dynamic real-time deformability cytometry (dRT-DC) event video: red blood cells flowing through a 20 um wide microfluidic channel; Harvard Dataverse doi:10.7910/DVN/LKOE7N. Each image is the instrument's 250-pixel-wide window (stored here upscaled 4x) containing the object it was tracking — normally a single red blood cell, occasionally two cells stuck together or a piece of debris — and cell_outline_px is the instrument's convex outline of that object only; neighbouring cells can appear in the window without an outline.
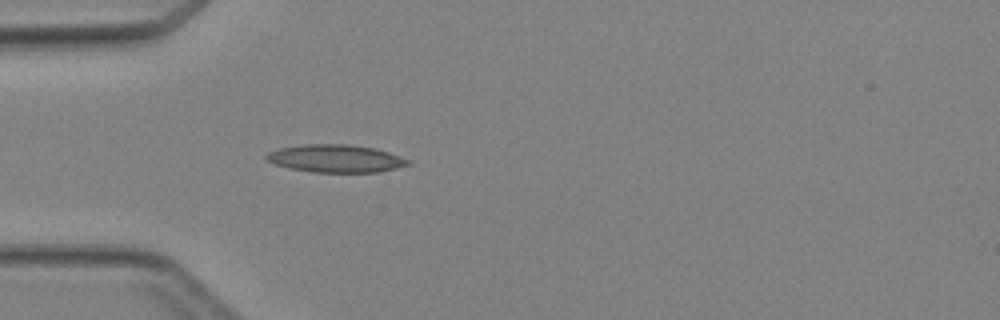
{"species": "Egyptian fruit bat (a non-hibernating species)", "species_latin": "Rousettus aegyptiacus", "temperature_condition": "cold", "stored_images_in_passage": 1, "camera_frame_rate_fps": 3000, "um_per_image_px": 0.085, "animal": {"sex": "female"}, "frame": {"image": 1, "passage_image": 1, "time_ms": 0.0, "image_size_px": [1000, 320], "cell_outline_px": [[412, 164], [380, 172], [312, 172], [288, 168], [276, 164], [268, 160], [264, 156], [268, 152], [280, 148], [304, 144], [344, 144], [376, 148], [388, 152], [408, 160]], "centroid_in_image_um": [28.53, 13.47], "position_along_channel_um": 56.5, "area_um2": 22.77}}